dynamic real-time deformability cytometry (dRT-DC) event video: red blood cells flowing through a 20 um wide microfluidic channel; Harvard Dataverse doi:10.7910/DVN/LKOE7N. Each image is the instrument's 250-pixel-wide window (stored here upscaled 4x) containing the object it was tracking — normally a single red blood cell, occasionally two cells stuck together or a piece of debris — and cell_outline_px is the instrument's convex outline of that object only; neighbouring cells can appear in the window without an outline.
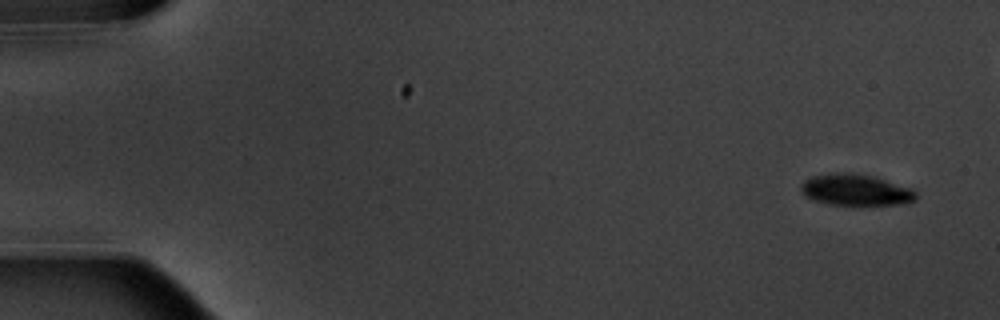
{"species": "common noctule bat (a hibernating species)", "species_latin": "Nyctalus noctula", "temperature_condition": "warm", "stored_images_in_passage": 6, "camera_frame_rate_fps": 3000, "um_per_image_px": 0.085, "animal": {"sex": "male", "body_mass_g": 20.1, "forearm_length_mm": 53.5}, "frame": {"image": 1, "passage_image": 1, "time_ms": 0.0, "image_size_px": [1000, 320], "cell_outline_px": [[916, 200], [904, 204], [828, 204], [804, 196], [800, 188], [800, 184], [804, 180], [812, 176], [836, 172], [856, 172], [872, 176], [908, 188], [916, 192]], "centroid_in_image_um": [72.68, 16.12], "position_along_channel_um": 12.3, "area_um2": 20.75}}